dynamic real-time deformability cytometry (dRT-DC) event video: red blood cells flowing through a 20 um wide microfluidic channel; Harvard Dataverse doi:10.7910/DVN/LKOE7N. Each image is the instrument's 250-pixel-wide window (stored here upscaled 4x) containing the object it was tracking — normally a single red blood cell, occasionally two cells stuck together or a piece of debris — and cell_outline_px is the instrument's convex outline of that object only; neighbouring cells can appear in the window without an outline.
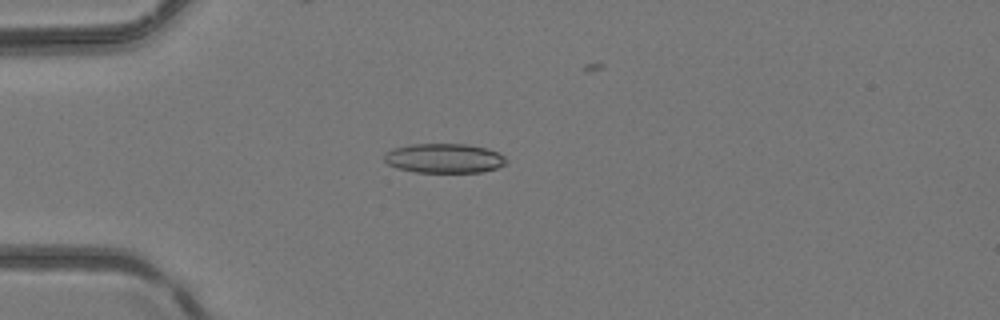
{"species": "common noctule bat (a hibernating species)", "species_latin": "Nyctalus noctula", "temperature_condition": "room temperature", "stored_images_in_passage": 3, "camera_frame_rate_fps": 3000, "um_per_image_px": 0.085, "animal": {"sex": "female", "body_mass_g": 24.6, "forearm_length_mm": 56.2}, "frame": {"image": 1, "passage_image": 3, "time_ms": 0.667, "image_size_px": [1000, 320], "cell_outline_px": [[508, 160], [504, 164], [496, 168], [484, 172], [416, 172], [396, 168], [388, 164], [384, 160], [384, 152], [392, 148], [408, 144], [468, 144], [488, 148], [504, 156]], "centroid_in_image_um": [37.73, 13.44], "position_along_channel_um": 47.3, "area_um2": 21.15}}